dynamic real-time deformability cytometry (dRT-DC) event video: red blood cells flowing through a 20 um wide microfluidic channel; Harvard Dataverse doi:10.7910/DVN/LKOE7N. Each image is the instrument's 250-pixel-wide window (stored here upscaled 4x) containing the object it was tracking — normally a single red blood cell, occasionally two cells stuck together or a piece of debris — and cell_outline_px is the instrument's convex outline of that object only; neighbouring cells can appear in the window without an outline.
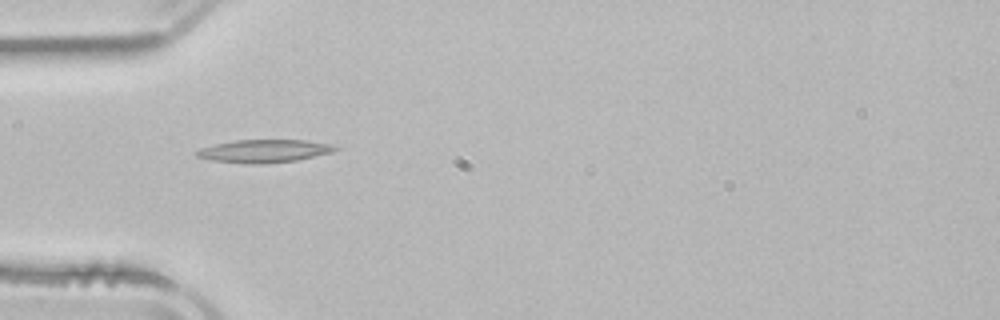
{"species": "common noctule bat (a hibernating species)", "species_latin": "Nyctalus noctula", "temperature_condition": "room temperature", "stored_images_in_passage": 2, "camera_frame_rate_fps": 3000, "um_per_image_px": 0.085, "animal": {"sex": "male", "body_mass_g": 21.5, "forearm_length_mm": 52.0}, "frame": {"image": 1, "passage_image": 1, "time_ms": 0.0, "image_size_px": [1000, 320], "cell_outline_px": [[340, 148], [332, 152], [296, 160], [268, 164], [244, 164], [212, 160], [196, 156], [196, 152], [200, 148], [216, 144], [236, 140], [304, 140], [328, 144]], "centroid_in_image_um": [22.43, 12.85], "position_along_channel_um": 62.6, "area_um2": 18.38}}
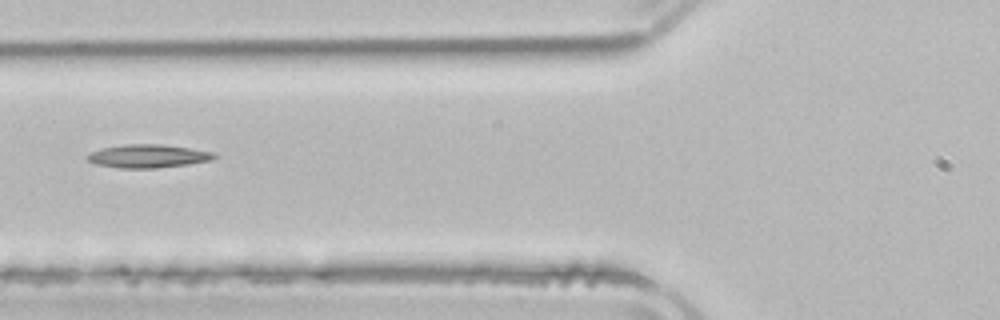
{"frame": {"image": 2, "passage_image": 2, "time_ms": 1.333, "image_size_px": [1000, 320], "cell_outline_px": [[220, 156], [212, 160], [188, 164], [156, 168], [120, 168], [96, 164], [88, 160], [84, 156], [92, 152], [104, 148], [128, 144], [164, 144], [216, 152]], "centroid_in_image_um": [12.66, 13.27], "position_along_channel_um": 113.1, "area_um2": 17.28}}